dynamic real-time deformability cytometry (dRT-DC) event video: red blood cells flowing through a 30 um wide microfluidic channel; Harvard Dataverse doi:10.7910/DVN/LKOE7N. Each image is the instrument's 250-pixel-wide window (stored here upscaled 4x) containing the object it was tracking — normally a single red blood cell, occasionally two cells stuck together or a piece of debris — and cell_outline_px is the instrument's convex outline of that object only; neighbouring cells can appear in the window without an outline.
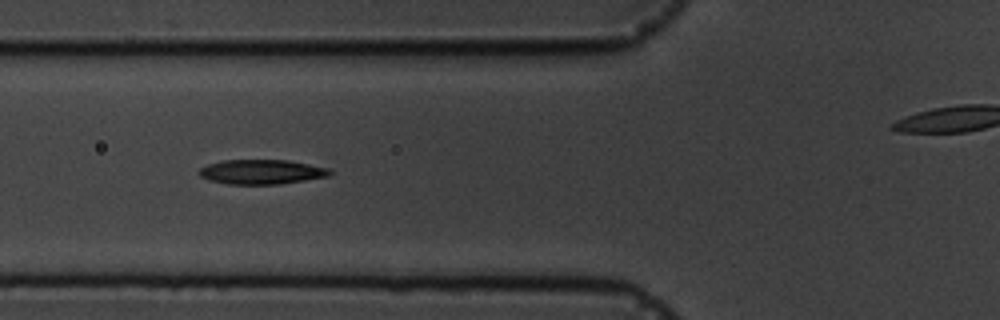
{"species": "common noctule bat (a hibernating species)", "species_latin": "Nyctalus noctula", "temperature_condition": "cold", "stored_images_in_passage": 10, "segment_of_instrument_passage": [1, 2], "camera_frame_rate_fps": 3000, "um_per_image_px": 0.085, "animal": {"sex": "male", "body_mass_g": 19.5, "forearm_length_mm": 54.6}, "frame": {"image": 1, "passage_image": 6, "time_ms": 5.667, "image_size_px": [1000, 320], "cell_outline_px": [[332, 172], [328, 176], [280, 184], [228, 184], [208, 180], [200, 176], [196, 172], [200, 168], [208, 164], [224, 160], [288, 160], [328, 168]], "centroid_in_image_um": [22.18, 14.61], "position_along_channel_um": 103.6, "area_um2": 18.67}}
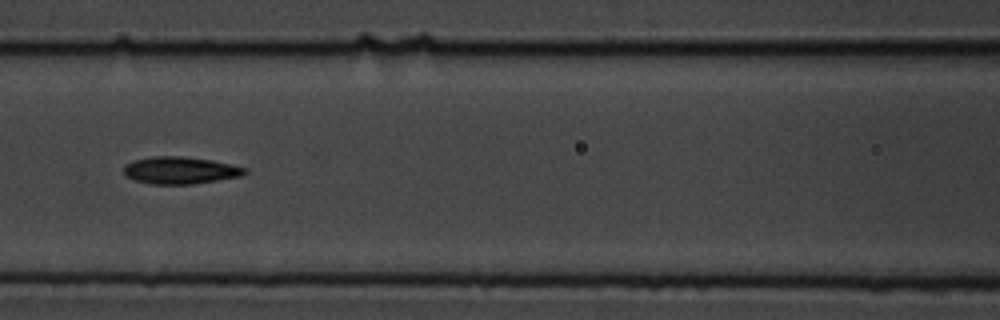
{"frame": {"image": 2, "passage_image": 7, "time_ms": 7.0, "image_size_px": [1000, 320], "cell_outline_px": [[248, 172], [240, 176], [192, 184], [152, 184], [136, 180], [124, 176], [124, 168], [128, 164], [136, 160], [152, 156], [184, 156], [212, 160], [232, 164], [248, 168]], "centroid_in_image_um": [15.36, 14.47], "position_along_channel_um": 151.2, "area_um2": 19.07}}
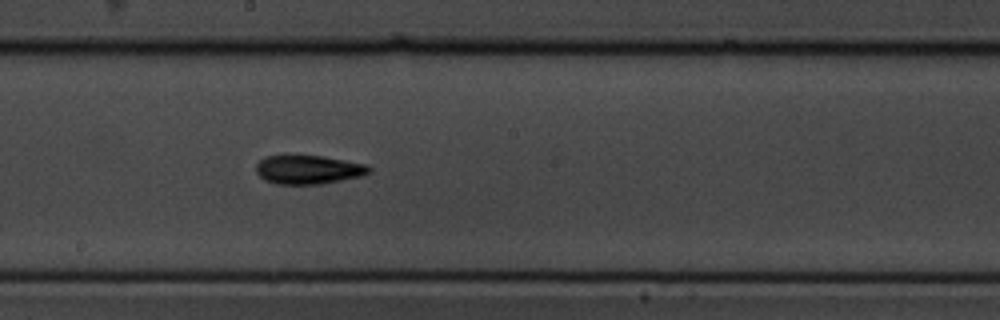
{"frame": {"image": 3, "passage_image": 9, "time_ms": 9.0, "image_size_px": [1000, 320], "cell_outline_px": [[372, 172], [364, 176], [320, 184], [276, 184], [264, 180], [256, 172], [256, 164], [264, 156], [288, 152], [320, 156], [368, 164], [372, 168]], "centroid_in_image_um": [26.19, 14.37], "position_along_channel_um": 222.0, "area_um2": 19.88}}